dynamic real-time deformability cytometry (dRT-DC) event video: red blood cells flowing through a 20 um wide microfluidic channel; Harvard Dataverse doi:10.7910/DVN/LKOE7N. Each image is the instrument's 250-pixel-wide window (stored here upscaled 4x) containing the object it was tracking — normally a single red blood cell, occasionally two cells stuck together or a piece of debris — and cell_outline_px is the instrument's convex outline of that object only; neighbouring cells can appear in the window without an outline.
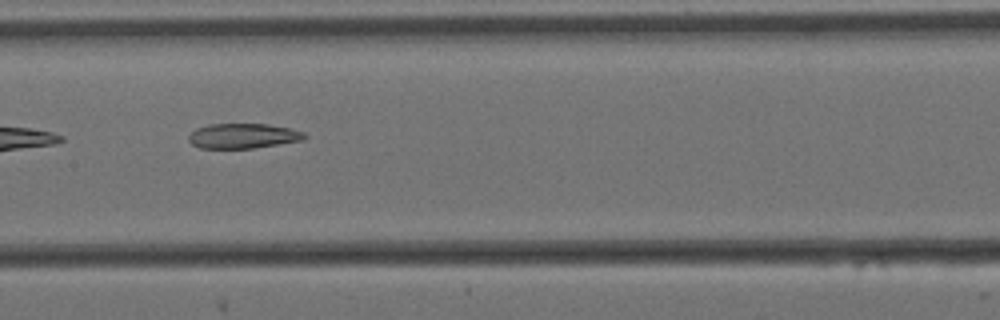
{"species": "Egyptian fruit bat (a non-hibernating species)", "species_latin": "Rousettus aegyptiacus", "temperature_condition": "cold", "stored_images_in_passage": 14, "camera_frame_rate_fps": 3000, "um_per_image_px": 0.085, "animal": {"sex": "female"}, "frame": {"image": 1, "passage_image": 7, "time_ms": 2.0, "image_size_px": [1000, 320], "cell_outline_px": [[308, 136], [304, 140], [252, 148], [200, 148], [192, 144], [188, 140], [188, 136], [196, 128], [208, 124], [268, 124], [288, 128], [304, 132]], "centroid_in_image_um": [20.65, 11.55], "position_along_channel_um": 186.7, "area_um2": 16.82}}
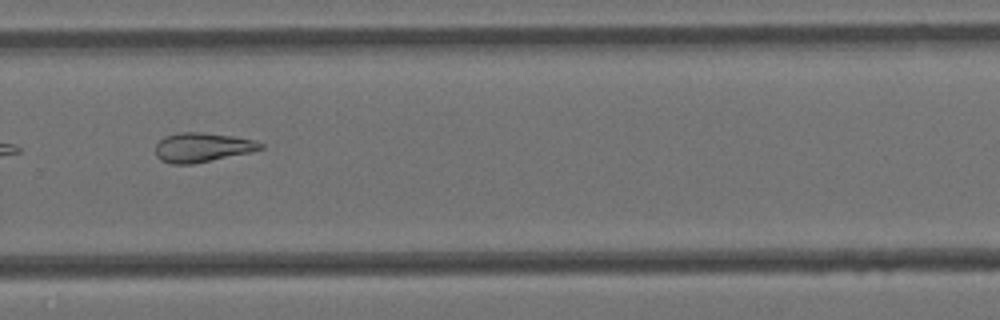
{"frame": {"image": 2, "passage_image": 10, "time_ms": 3.0, "image_size_px": [1000, 320], "cell_outline_px": [[264, 148], [248, 152], [192, 164], [172, 164], [160, 160], [156, 156], [156, 144], [164, 136], [180, 132], [200, 132], [232, 136], [256, 140], [264, 144]], "centroid_in_image_um": [17.17, 12.52], "position_along_channel_um": 312.6, "area_um2": 17.8}}
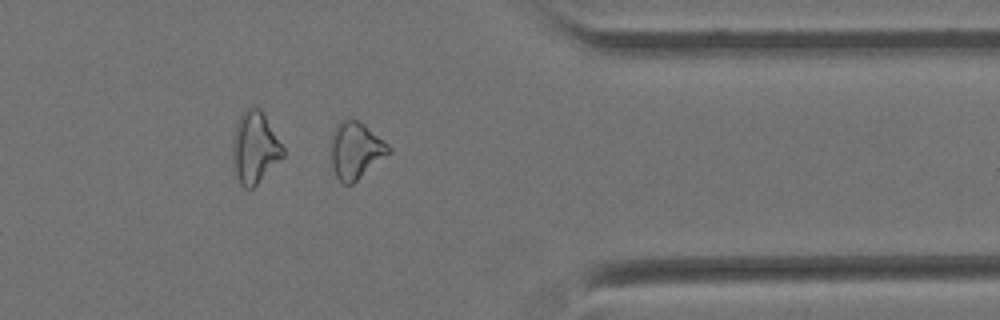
{"frame": {"image": 3, "passage_image": 12, "time_ms": 3.667, "image_size_px": [1000, 320], "cell_outline_px": [[392, 152], [352, 184], [344, 184], [336, 176], [332, 168], [332, 136], [336, 128], [348, 116], [364, 124], [388, 144], [392, 148]], "centroid_in_image_um": [30.27, 12.79], "position_along_channel_um": 381.1, "area_um2": 18.84}}